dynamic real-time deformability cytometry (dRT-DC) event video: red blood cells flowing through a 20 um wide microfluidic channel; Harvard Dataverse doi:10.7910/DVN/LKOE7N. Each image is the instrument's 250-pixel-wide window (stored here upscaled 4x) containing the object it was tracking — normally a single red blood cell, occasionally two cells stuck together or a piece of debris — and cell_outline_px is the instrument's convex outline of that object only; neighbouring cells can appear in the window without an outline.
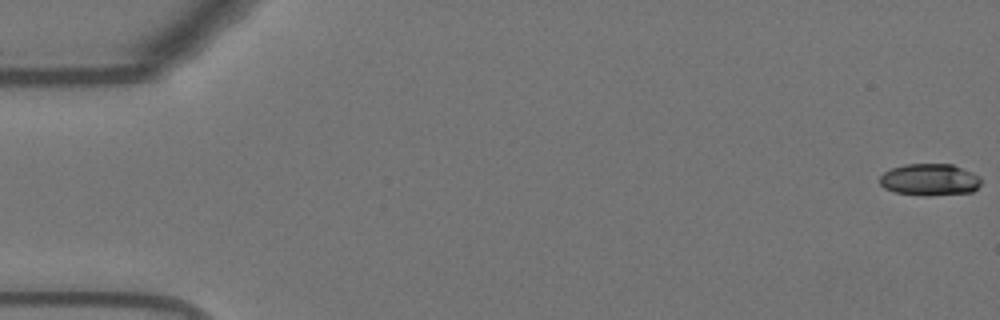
{"species": "Egyptian fruit bat (a non-hibernating species)", "species_latin": "Rousettus aegyptiacus", "temperature_condition": "warm", "stored_images_in_passage": 56, "camera_frame_rate_fps": 3000, "um_per_image_px": 0.085, "animal": {"sex": "female"}, "frame": {"image": 1, "passage_image": 1, "time_ms": 0.0, "image_size_px": [1000, 320], "cell_outline_px": [[980, 184], [972, 192], [928, 196], [924, 196], [896, 192], [884, 188], [880, 184], [880, 176], [884, 172], [892, 168], [904, 164], [952, 164], [972, 172], [980, 176]], "centroid_in_image_um": [79.02, 15.27], "position_along_channel_um": 6.0, "area_um2": 18.84}}
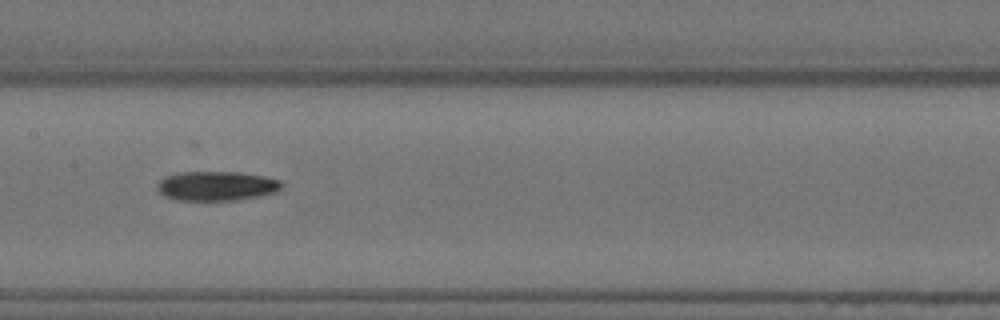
{"frame": {"image": 2, "passage_image": 28, "time_ms": 9.0, "image_size_px": [1000, 320], "cell_outline_px": [[284, 184], [276, 192], [260, 196], [236, 200], [176, 200], [164, 196], [156, 188], [156, 184], [164, 176], [180, 172], [240, 172], [264, 176], [280, 180]], "centroid_in_image_um": [18.39, 15.8], "position_along_channel_um": 189.0, "area_um2": 21.5}}
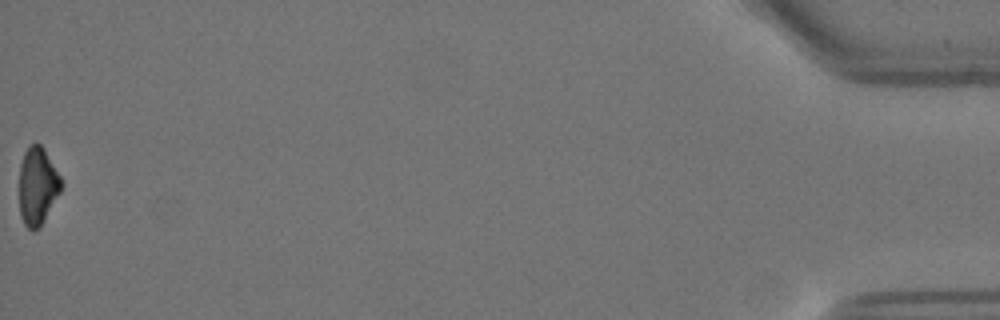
{"frame": {"image": 3, "passage_image": 56, "time_ms": 18.333, "image_size_px": [1000, 320], "cell_outline_px": [[64, 184], [60, 192], [40, 228], [28, 228], [24, 224], [20, 216], [20, 164], [24, 152], [28, 144], [40, 144], [44, 148], [60, 176]], "centroid_in_image_um": [3.2, 15.79], "position_along_channel_um": 432.0, "area_um2": 18.96}, "authors_computed_cell_mechanics": {"area_um2": 20.4323, "velocity_mm_per_s": 3.6968, "shape_relaxation_time_tau1_ms": 10.0795, "shape_relaxation_time_tau2_ms": null, "deformation_change_tau1": 0.2472, "deformation_change_tau2": null}}